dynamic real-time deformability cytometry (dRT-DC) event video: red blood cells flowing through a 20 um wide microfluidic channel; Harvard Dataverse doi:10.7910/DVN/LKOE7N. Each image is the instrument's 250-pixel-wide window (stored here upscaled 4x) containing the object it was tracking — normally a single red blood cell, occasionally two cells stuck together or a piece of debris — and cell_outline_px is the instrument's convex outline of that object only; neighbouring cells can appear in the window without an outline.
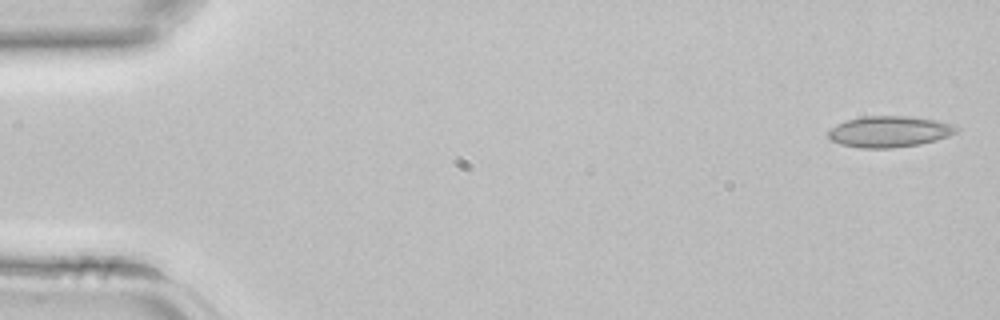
{"species": "common noctule bat (a hibernating species)", "species_latin": "Nyctalus noctula", "temperature_condition": "room temperature", "stored_images_in_passage": 7, "camera_frame_rate_fps": 3000, "um_per_image_px": 0.085, "animal": {"sex": "female", "body_mass_g": 22.7, "forearm_length_mm": 54.2}, "frame": {"image": 1, "passage_image": 1, "time_ms": 0.0, "image_size_px": [1000, 320], "cell_outline_px": [[960, 128], [956, 132], [948, 136], [936, 140], [920, 144], [892, 148], [860, 148], [840, 144], [832, 140], [828, 136], [828, 132], [836, 124], [848, 120], [864, 116], [912, 116], [936, 120], [952, 124]], "centroid_in_image_um": [75.61, 11.18], "position_along_channel_um": 9.4, "area_um2": 23.24}}